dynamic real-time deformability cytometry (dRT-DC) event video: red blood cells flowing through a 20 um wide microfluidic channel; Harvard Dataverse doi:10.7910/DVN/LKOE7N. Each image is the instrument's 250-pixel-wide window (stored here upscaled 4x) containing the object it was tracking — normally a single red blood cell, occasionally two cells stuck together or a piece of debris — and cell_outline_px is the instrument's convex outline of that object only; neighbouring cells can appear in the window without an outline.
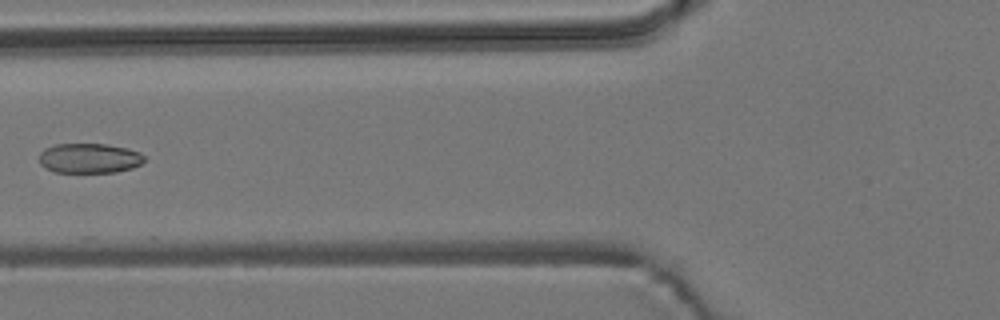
{"species": "common noctule bat (a hibernating species)", "species_latin": "Nyctalus noctula", "temperature_condition": "room temperature", "stored_images_in_passage": 6, "camera_frame_rate_fps": 3000, "um_per_image_px": 0.085, "animal": {"sex": "male", "body_mass_g": 19.2, "forearm_length_mm": 51.8}, "frame": {"image": 1, "passage_image": 6, "time_ms": 5.667, "image_size_px": [1000, 320], "cell_outline_px": [[144, 160], [140, 164], [132, 168], [116, 172], [52, 172], [44, 168], [40, 164], [40, 152], [44, 148], [56, 144], [104, 144], [124, 148], [140, 152], [144, 156]], "centroid_in_image_um": [7.55, 13.45], "position_along_channel_um": 118.2, "area_um2": 18.26}}